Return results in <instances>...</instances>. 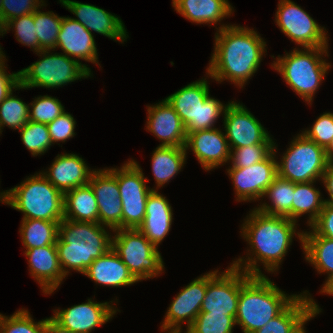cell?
<instances>
[{
    "instance_id": "cell-1",
    "label": "cell",
    "mask_w": 333,
    "mask_h": 333,
    "mask_svg": "<svg viewBox=\"0 0 333 333\" xmlns=\"http://www.w3.org/2000/svg\"><path fill=\"white\" fill-rule=\"evenodd\" d=\"M241 225V236L250 248L246 258L239 257L231 263L250 276H264L261 268L276 273L292 245L294 236L303 247V231H296L297 222L283 216L266 215L253 208ZM297 225V226H296Z\"/></svg>"
},
{
    "instance_id": "cell-2",
    "label": "cell",
    "mask_w": 333,
    "mask_h": 333,
    "mask_svg": "<svg viewBox=\"0 0 333 333\" xmlns=\"http://www.w3.org/2000/svg\"><path fill=\"white\" fill-rule=\"evenodd\" d=\"M219 26L215 28L214 50L206 72L218 83L227 80L243 88L266 56V41L253 28L235 24Z\"/></svg>"
},
{
    "instance_id": "cell-3",
    "label": "cell",
    "mask_w": 333,
    "mask_h": 333,
    "mask_svg": "<svg viewBox=\"0 0 333 333\" xmlns=\"http://www.w3.org/2000/svg\"><path fill=\"white\" fill-rule=\"evenodd\" d=\"M108 228L113 231L99 223L69 219L60 222L56 248L65 277L70 270L84 274L95 259L112 248V236Z\"/></svg>"
},
{
    "instance_id": "cell-4",
    "label": "cell",
    "mask_w": 333,
    "mask_h": 333,
    "mask_svg": "<svg viewBox=\"0 0 333 333\" xmlns=\"http://www.w3.org/2000/svg\"><path fill=\"white\" fill-rule=\"evenodd\" d=\"M299 294H286L266 275L250 276L241 286L236 325L253 333L279 315Z\"/></svg>"
},
{
    "instance_id": "cell-5",
    "label": "cell",
    "mask_w": 333,
    "mask_h": 333,
    "mask_svg": "<svg viewBox=\"0 0 333 333\" xmlns=\"http://www.w3.org/2000/svg\"><path fill=\"white\" fill-rule=\"evenodd\" d=\"M329 47H299L275 58L271 67L280 73L286 84L305 102L312 105L314 95L325 80L332 66L325 57H329ZM325 55V56H324Z\"/></svg>"
},
{
    "instance_id": "cell-6",
    "label": "cell",
    "mask_w": 333,
    "mask_h": 333,
    "mask_svg": "<svg viewBox=\"0 0 333 333\" xmlns=\"http://www.w3.org/2000/svg\"><path fill=\"white\" fill-rule=\"evenodd\" d=\"M6 205L23 213L22 219L61 222L64 219V194L41 173L28 176L6 190Z\"/></svg>"
},
{
    "instance_id": "cell-7",
    "label": "cell",
    "mask_w": 333,
    "mask_h": 333,
    "mask_svg": "<svg viewBox=\"0 0 333 333\" xmlns=\"http://www.w3.org/2000/svg\"><path fill=\"white\" fill-rule=\"evenodd\" d=\"M195 82L187 84L165 99L179 115L186 134L198 130L215 128L218 118L224 115V105L209 94V74Z\"/></svg>"
},
{
    "instance_id": "cell-8",
    "label": "cell",
    "mask_w": 333,
    "mask_h": 333,
    "mask_svg": "<svg viewBox=\"0 0 333 333\" xmlns=\"http://www.w3.org/2000/svg\"><path fill=\"white\" fill-rule=\"evenodd\" d=\"M40 59L27 68L19 70V84L23 89L43 87L59 88L76 80L92 76L91 68L63 53L40 50Z\"/></svg>"
},
{
    "instance_id": "cell-9",
    "label": "cell",
    "mask_w": 333,
    "mask_h": 333,
    "mask_svg": "<svg viewBox=\"0 0 333 333\" xmlns=\"http://www.w3.org/2000/svg\"><path fill=\"white\" fill-rule=\"evenodd\" d=\"M112 248L138 281L161 275L164 261L161 253L138 229H115Z\"/></svg>"
},
{
    "instance_id": "cell-10",
    "label": "cell",
    "mask_w": 333,
    "mask_h": 333,
    "mask_svg": "<svg viewBox=\"0 0 333 333\" xmlns=\"http://www.w3.org/2000/svg\"><path fill=\"white\" fill-rule=\"evenodd\" d=\"M277 160L278 176L293 183L321 181L329 161L325 148L298 133Z\"/></svg>"
},
{
    "instance_id": "cell-11",
    "label": "cell",
    "mask_w": 333,
    "mask_h": 333,
    "mask_svg": "<svg viewBox=\"0 0 333 333\" xmlns=\"http://www.w3.org/2000/svg\"><path fill=\"white\" fill-rule=\"evenodd\" d=\"M117 168V182L122 200V229H138L143 223L147 198L153 188L134 159Z\"/></svg>"
},
{
    "instance_id": "cell-12",
    "label": "cell",
    "mask_w": 333,
    "mask_h": 333,
    "mask_svg": "<svg viewBox=\"0 0 333 333\" xmlns=\"http://www.w3.org/2000/svg\"><path fill=\"white\" fill-rule=\"evenodd\" d=\"M249 277V274L232 265L223 272L218 269L207 272V289L200 312L235 318L241 286Z\"/></svg>"
},
{
    "instance_id": "cell-13",
    "label": "cell",
    "mask_w": 333,
    "mask_h": 333,
    "mask_svg": "<svg viewBox=\"0 0 333 333\" xmlns=\"http://www.w3.org/2000/svg\"><path fill=\"white\" fill-rule=\"evenodd\" d=\"M275 23L282 33L301 48L329 46L326 28L320 26L294 1L279 0Z\"/></svg>"
},
{
    "instance_id": "cell-14",
    "label": "cell",
    "mask_w": 333,
    "mask_h": 333,
    "mask_svg": "<svg viewBox=\"0 0 333 333\" xmlns=\"http://www.w3.org/2000/svg\"><path fill=\"white\" fill-rule=\"evenodd\" d=\"M277 147L274 141L273 152L263 161L249 167L235 168L229 166L226 170L232 180L236 201L251 202L263 200L267 188L278 176L277 171Z\"/></svg>"
},
{
    "instance_id": "cell-15",
    "label": "cell",
    "mask_w": 333,
    "mask_h": 333,
    "mask_svg": "<svg viewBox=\"0 0 333 333\" xmlns=\"http://www.w3.org/2000/svg\"><path fill=\"white\" fill-rule=\"evenodd\" d=\"M223 124L230 149L250 145H274V139L268 130L240 102H228Z\"/></svg>"
},
{
    "instance_id": "cell-16",
    "label": "cell",
    "mask_w": 333,
    "mask_h": 333,
    "mask_svg": "<svg viewBox=\"0 0 333 333\" xmlns=\"http://www.w3.org/2000/svg\"><path fill=\"white\" fill-rule=\"evenodd\" d=\"M207 289V273L192 280L174 297L167 308L161 331L181 333L183 324L186 330L193 324L200 312Z\"/></svg>"
},
{
    "instance_id": "cell-17",
    "label": "cell",
    "mask_w": 333,
    "mask_h": 333,
    "mask_svg": "<svg viewBox=\"0 0 333 333\" xmlns=\"http://www.w3.org/2000/svg\"><path fill=\"white\" fill-rule=\"evenodd\" d=\"M110 302L99 303L90 298L85 303L53 310L54 315L51 318L72 332L91 333L95 328L106 324L117 311H120L114 306L115 301Z\"/></svg>"
},
{
    "instance_id": "cell-18",
    "label": "cell",
    "mask_w": 333,
    "mask_h": 333,
    "mask_svg": "<svg viewBox=\"0 0 333 333\" xmlns=\"http://www.w3.org/2000/svg\"><path fill=\"white\" fill-rule=\"evenodd\" d=\"M95 194L99 224L122 229V200L117 182V168L95 169L88 183Z\"/></svg>"
},
{
    "instance_id": "cell-19",
    "label": "cell",
    "mask_w": 333,
    "mask_h": 333,
    "mask_svg": "<svg viewBox=\"0 0 333 333\" xmlns=\"http://www.w3.org/2000/svg\"><path fill=\"white\" fill-rule=\"evenodd\" d=\"M89 32L106 36L116 42L124 43L129 37L122 19L98 6L73 0H59Z\"/></svg>"
},
{
    "instance_id": "cell-20",
    "label": "cell",
    "mask_w": 333,
    "mask_h": 333,
    "mask_svg": "<svg viewBox=\"0 0 333 333\" xmlns=\"http://www.w3.org/2000/svg\"><path fill=\"white\" fill-rule=\"evenodd\" d=\"M185 149L193 151L205 171L230 162V147L219 128L194 131L187 135Z\"/></svg>"
},
{
    "instance_id": "cell-21",
    "label": "cell",
    "mask_w": 333,
    "mask_h": 333,
    "mask_svg": "<svg viewBox=\"0 0 333 333\" xmlns=\"http://www.w3.org/2000/svg\"><path fill=\"white\" fill-rule=\"evenodd\" d=\"M146 131L151 132L161 143L159 146L185 147V127L166 99L147 106Z\"/></svg>"
},
{
    "instance_id": "cell-22",
    "label": "cell",
    "mask_w": 333,
    "mask_h": 333,
    "mask_svg": "<svg viewBox=\"0 0 333 333\" xmlns=\"http://www.w3.org/2000/svg\"><path fill=\"white\" fill-rule=\"evenodd\" d=\"M57 48L79 63L80 60H84L100 66L94 35L72 17L63 16L56 42Z\"/></svg>"
},
{
    "instance_id": "cell-23",
    "label": "cell",
    "mask_w": 333,
    "mask_h": 333,
    "mask_svg": "<svg viewBox=\"0 0 333 333\" xmlns=\"http://www.w3.org/2000/svg\"><path fill=\"white\" fill-rule=\"evenodd\" d=\"M30 275L39 283L44 295L52 294L65 278L56 245H47L24 251Z\"/></svg>"
},
{
    "instance_id": "cell-24",
    "label": "cell",
    "mask_w": 333,
    "mask_h": 333,
    "mask_svg": "<svg viewBox=\"0 0 333 333\" xmlns=\"http://www.w3.org/2000/svg\"><path fill=\"white\" fill-rule=\"evenodd\" d=\"M94 171L78 154L63 153L55 157L48 171L41 173L65 194L76 187L87 185Z\"/></svg>"
},
{
    "instance_id": "cell-25",
    "label": "cell",
    "mask_w": 333,
    "mask_h": 333,
    "mask_svg": "<svg viewBox=\"0 0 333 333\" xmlns=\"http://www.w3.org/2000/svg\"><path fill=\"white\" fill-rule=\"evenodd\" d=\"M168 199L158 190H152L147 198L143 223L138 230L156 247L168 235L173 222V210Z\"/></svg>"
},
{
    "instance_id": "cell-26",
    "label": "cell",
    "mask_w": 333,
    "mask_h": 333,
    "mask_svg": "<svg viewBox=\"0 0 333 333\" xmlns=\"http://www.w3.org/2000/svg\"><path fill=\"white\" fill-rule=\"evenodd\" d=\"M83 275L96 284L112 288L130 286L138 282L113 248L95 259Z\"/></svg>"
},
{
    "instance_id": "cell-27",
    "label": "cell",
    "mask_w": 333,
    "mask_h": 333,
    "mask_svg": "<svg viewBox=\"0 0 333 333\" xmlns=\"http://www.w3.org/2000/svg\"><path fill=\"white\" fill-rule=\"evenodd\" d=\"M172 7L193 23L217 26L234 11L228 0H172Z\"/></svg>"
},
{
    "instance_id": "cell-28",
    "label": "cell",
    "mask_w": 333,
    "mask_h": 333,
    "mask_svg": "<svg viewBox=\"0 0 333 333\" xmlns=\"http://www.w3.org/2000/svg\"><path fill=\"white\" fill-rule=\"evenodd\" d=\"M311 294L300 293L279 315L253 333H293L312 313Z\"/></svg>"
},
{
    "instance_id": "cell-29",
    "label": "cell",
    "mask_w": 333,
    "mask_h": 333,
    "mask_svg": "<svg viewBox=\"0 0 333 333\" xmlns=\"http://www.w3.org/2000/svg\"><path fill=\"white\" fill-rule=\"evenodd\" d=\"M187 151L185 147L157 146L152 153L151 165L156 187L162 188L174 178L186 164Z\"/></svg>"
},
{
    "instance_id": "cell-30",
    "label": "cell",
    "mask_w": 333,
    "mask_h": 333,
    "mask_svg": "<svg viewBox=\"0 0 333 333\" xmlns=\"http://www.w3.org/2000/svg\"><path fill=\"white\" fill-rule=\"evenodd\" d=\"M64 219L99 223L97 200L89 184L76 187L64 194Z\"/></svg>"
},
{
    "instance_id": "cell-31",
    "label": "cell",
    "mask_w": 333,
    "mask_h": 333,
    "mask_svg": "<svg viewBox=\"0 0 333 333\" xmlns=\"http://www.w3.org/2000/svg\"><path fill=\"white\" fill-rule=\"evenodd\" d=\"M303 254L317 273L327 274V280L333 276V239L319 236L312 229L303 231Z\"/></svg>"
},
{
    "instance_id": "cell-32",
    "label": "cell",
    "mask_w": 333,
    "mask_h": 333,
    "mask_svg": "<svg viewBox=\"0 0 333 333\" xmlns=\"http://www.w3.org/2000/svg\"><path fill=\"white\" fill-rule=\"evenodd\" d=\"M295 191V183L277 176L267 188L264 197L271 203H261L256 209L263 214L271 216H283L292 220V201Z\"/></svg>"
},
{
    "instance_id": "cell-33",
    "label": "cell",
    "mask_w": 333,
    "mask_h": 333,
    "mask_svg": "<svg viewBox=\"0 0 333 333\" xmlns=\"http://www.w3.org/2000/svg\"><path fill=\"white\" fill-rule=\"evenodd\" d=\"M316 181L295 183V191L292 201V220L298 222L302 215L307 214V225L310 226L319 216L323 205L324 198L316 188Z\"/></svg>"
},
{
    "instance_id": "cell-34",
    "label": "cell",
    "mask_w": 333,
    "mask_h": 333,
    "mask_svg": "<svg viewBox=\"0 0 333 333\" xmlns=\"http://www.w3.org/2000/svg\"><path fill=\"white\" fill-rule=\"evenodd\" d=\"M60 222L22 219L19 233L25 249L56 245Z\"/></svg>"
},
{
    "instance_id": "cell-35",
    "label": "cell",
    "mask_w": 333,
    "mask_h": 333,
    "mask_svg": "<svg viewBox=\"0 0 333 333\" xmlns=\"http://www.w3.org/2000/svg\"><path fill=\"white\" fill-rule=\"evenodd\" d=\"M39 7L34 12V24L38 37V51L56 49V42L63 17L53 11L42 12Z\"/></svg>"
},
{
    "instance_id": "cell-36",
    "label": "cell",
    "mask_w": 333,
    "mask_h": 333,
    "mask_svg": "<svg viewBox=\"0 0 333 333\" xmlns=\"http://www.w3.org/2000/svg\"><path fill=\"white\" fill-rule=\"evenodd\" d=\"M12 91L0 103V132L7 126L13 130H20L29 121V104L23 102Z\"/></svg>"
},
{
    "instance_id": "cell-37",
    "label": "cell",
    "mask_w": 333,
    "mask_h": 333,
    "mask_svg": "<svg viewBox=\"0 0 333 333\" xmlns=\"http://www.w3.org/2000/svg\"><path fill=\"white\" fill-rule=\"evenodd\" d=\"M46 319L34 321L25 308L18 309L10 316L0 313V333H45Z\"/></svg>"
},
{
    "instance_id": "cell-38",
    "label": "cell",
    "mask_w": 333,
    "mask_h": 333,
    "mask_svg": "<svg viewBox=\"0 0 333 333\" xmlns=\"http://www.w3.org/2000/svg\"><path fill=\"white\" fill-rule=\"evenodd\" d=\"M21 140L32 156L43 155L53 145L47 124L28 121L20 130Z\"/></svg>"
},
{
    "instance_id": "cell-39",
    "label": "cell",
    "mask_w": 333,
    "mask_h": 333,
    "mask_svg": "<svg viewBox=\"0 0 333 333\" xmlns=\"http://www.w3.org/2000/svg\"><path fill=\"white\" fill-rule=\"evenodd\" d=\"M236 321L233 316L199 312L185 333H233Z\"/></svg>"
},
{
    "instance_id": "cell-40",
    "label": "cell",
    "mask_w": 333,
    "mask_h": 333,
    "mask_svg": "<svg viewBox=\"0 0 333 333\" xmlns=\"http://www.w3.org/2000/svg\"><path fill=\"white\" fill-rule=\"evenodd\" d=\"M29 104V120L36 123L49 124L65 112L61 101L49 95L33 98Z\"/></svg>"
},
{
    "instance_id": "cell-41",
    "label": "cell",
    "mask_w": 333,
    "mask_h": 333,
    "mask_svg": "<svg viewBox=\"0 0 333 333\" xmlns=\"http://www.w3.org/2000/svg\"><path fill=\"white\" fill-rule=\"evenodd\" d=\"M14 29L15 38L22 45L30 47L34 53L38 52V37L36 36L34 13L23 15L21 17L11 19L2 27L3 36L7 31Z\"/></svg>"
},
{
    "instance_id": "cell-42",
    "label": "cell",
    "mask_w": 333,
    "mask_h": 333,
    "mask_svg": "<svg viewBox=\"0 0 333 333\" xmlns=\"http://www.w3.org/2000/svg\"><path fill=\"white\" fill-rule=\"evenodd\" d=\"M230 150V165L245 168L265 160L273 152V145H250Z\"/></svg>"
},
{
    "instance_id": "cell-43",
    "label": "cell",
    "mask_w": 333,
    "mask_h": 333,
    "mask_svg": "<svg viewBox=\"0 0 333 333\" xmlns=\"http://www.w3.org/2000/svg\"><path fill=\"white\" fill-rule=\"evenodd\" d=\"M45 5V0H2L0 28L11 19L34 13L39 7Z\"/></svg>"
},
{
    "instance_id": "cell-44",
    "label": "cell",
    "mask_w": 333,
    "mask_h": 333,
    "mask_svg": "<svg viewBox=\"0 0 333 333\" xmlns=\"http://www.w3.org/2000/svg\"><path fill=\"white\" fill-rule=\"evenodd\" d=\"M301 133L319 146L326 148L333 138V113L324 112L315 120L311 128L304 129Z\"/></svg>"
},
{
    "instance_id": "cell-45",
    "label": "cell",
    "mask_w": 333,
    "mask_h": 333,
    "mask_svg": "<svg viewBox=\"0 0 333 333\" xmlns=\"http://www.w3.org/2000/svg\"><path fill=\"white\" fill-rule=\"evenodd\" d=\"M47 127L52 144H58L57 142H66L76 135V121L73 115L66 111L50 122Z\"/></svg>"
},
{
    "instance_id": "cell-46",
    "label": "cell",
    "mask_w": 333,
    "mask_h": 333,
    "mask_svg": "<svg viewBox=\"0 0 333 333\" xmlns=\"http://www.w3.org/2000/svg\"><path fill=\"white\" fill-rule=\"evenodd\" d=\"M309 227L317 235L333 239V204L324 203L318 218Z\"/></svg>"
},
{
    "instance_id": "cell-47",
    "label": "cell",
    "mask_w": 333,
    "mask_h": 333,
    "mask_svg": "<svg viewBox=\"0 0 333 333\" xmlns=\"http://www.w3.org/2000/svg\"><path fill=\"white\" fill-rule=\"evenodd\" d=\"M6 58L0 62V103L13 91L22 90L19 84V71L8 74Z\"/></svg>"
},
{
    "instance_id": "cell-48",
    "label": "cell",
    "mask_w": 333,
    "mask_h": 333,
    "mask_svg": "<svg viewBox=\"0 0 333 333\" xmlns=\"http://www.w3.org/2000/svg\"><path fill=\"white\" fill-rule=\"evenodd\" d=\"M321 182L325 186V189L330 199H324V203L333 204V163H329L326 171L324 172Z\"/></svg>"
},
{
    "instance_id": "cell-49",
    "label": "cell",
    "mask_w": 333,
    "mask_h": 333,
    "mask_svg": "<svg viewBox=\"0 0 333 333\" xmlns=\"http://www.w3.org/2000/svg\"><path fill=\"white\" fill-rule=\"evenodd\" d=\"M45 333H76L66 328H63L56 323L51 317L46 318V331Z\"/></svg>"
},
{
    "instance_id": "cell-50",
    "label": "cell",
    "mask_w": 333,
    "mask_h": 333,
    "mask_svg": "<svg viewBox=\"0 0 333 333\" xmlns=\"http://www.w3.org/2000/svg\"><path fill=\"white\" fill-rule=\"evenodd\" d=\"M311 298L313 313L293 333H306L305 324L321 312L322 309L320 308L318 303L314 301L313 297Z\"/></svg>"
},
{
    "instance_id": "cell-51",
    "label": "cell",
    "mask_w": 333,
    "mask_h": 333,
    "mask_svg": "<svg viewBox=\"0 0 333 333\" xmlns=\"http://www.w3.org/2000/svg\"><path fill=\"white\" fill-rule=\"evenodd\" d=\"M320 293L333 296V276L325 281V283L322 285V288L320 289Z\"/></svg>"
},
{
    "instance_id": "cell-52",
    "label": "cell",
    "mask_w": 333,
    "mask_h": 333,
    "mask_svg": "<svg viewBox=\"0 0 333 333\" xmlns=\"http://www.w3.org/2000/svg\"><path fill=\"white\" fill-rule=\"evenodd\" d=\"M327 159L330 163H333V138L329 145L325 148Z\"/></svg>"
},
{
    "instance_id": "cell-53",
    "label": "cell",
    "mask_w": 333,
    "mask_h": 333,
    "mask_svg": "<svg viewBox=\"0 0 333 333\" xmlns=\"http://www.w3.org/2000/svg\"><path fill=\"white\" fill-rule=\"evenodd\" d=\"M0 201L1 203L6 204V190L0 192Z\"/></svg>"
},
{
    "instance_id": "cell-54",
    "label": "cell",
    "mask_w": 333,
    "mask_h": 333,
    "mask_svg": "<svg viewBox=\"0 0 333 333\" xmlns=\"http://www.w3.org/2000/svg\"><path fill=\"white\" fill-rule=\"evenodd\" d=\"M3 52L4 51L2 50L1 45H0V62L6 58V55Z\"/></svg>"
},
{
    "instance_id": "cell-55",
    "label": "cell",
    "mask_w": 333,
    "mask_h": 333,
    "mask_svg": "<svg viewBox=\"0 0 333 333\" xmlns=\"http://www.w3.org/2000/svg\"><path fill=\"white\" fill-rule=\"evenodd\" d=\"M0 36H3V34H2V28H0Z\"/></svg>"
}]
</instances>
